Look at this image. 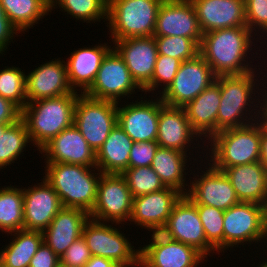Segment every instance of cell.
Masks as SVG:
<instances>
[{
    "label": "cell",
    "mask_w": 267,
    "mask_h": 267,
    "mask_svg": "<svg viewBox=\"0 0 267 267\" xmlns=\"http://www.w3.org/2000/svg\"><path fill=\"white\" fill-rule=\"evenodd\" d=\"M254 40L258 43V38L253 35L247 26L206 32L203 34L199 46V54L211 66L216 76L245 74L256 70L257 66H262L256 63L254 65L250 64L255 62L254 58L256 57L260 58L259 62L262 60V53L259 54L260 57H252L255 55L252 51L256 50L255 45H258L255 44Z\"/></svg>",
    "instance_id": "1"
},
{
    "label": "cell",
    "mask_w": 267,
    "mask_h": 267,
    "mask_svg": "<svg viewBox=\"0 0 267 267\" xmlns=\"http://www.w3.org/2000/svg\"><path fill=\"white\" fill-rule=\"evenodd\" d=\"M259 73L254 70L241 75H220L217 133L259 120Z\"/></svg>",
    "instance_id": "2"
},
{
    "label": "cell",
    "mask_w": 267,
    "mask_h": 267,
    "mask_svg": "<svg viewBox=\"0 0 267 267\" xmlns=\"http://www.w3.org/2000/svg\"><path fill=\"white\" fill-rule=\"evenodd\" d=\"M81 93L74 91L54 98L27 103L21 110L31 143L40 151L64 129L73 125L74 108Z\"/></svg>",
    "instance_id": "3"
},
{
    "label": "cell",
    "mask_w": 267,
    "mask_h": 267,
    "mask_svg": "<svg viewBox=\"0 0 267 267\" xmlns=\"http://www.w3.org/2000/svg\"><path fill=\"white\" fill-rule=\"evenodd\" d=\"M261 136V120L219 131L205 142L209 153L206 151L204 159L216 169L259 162Z\"/></svg>",
    "instance_id": "4"
},
{
    "label": "cell",
    "mask_w": 267,
    "mask_h": 267,
    "mask_svg": "<svg viewBox=\"0 0 267 267\" xmlns=\"http://www.w3.org/2000/svg\"><path fill=\"white\" fill-rule=\"evenodd\" d=\"M44 166L43 177L54 188L63 207L92 211L102 174L97 167L69 163H45Z\"/></svg>",
    "instance_id": "5"
},
{
    "label": "cell",
    "mask_w": 267,
    "mask_h": 267,
    "mask_svg": "<svg viewBox=\"0 0 267 267\" xmlns=\"http://www.w3.org/2000/svg\"><path fill=\"white\" fill-rule=\"evenodd\" d=\"M164 0H108L107 21L111 40L154 36L160 5Z\"/></svg>",
    "instance_id": "6"
},
{
    "label": "cell",
    "mask_w": 267,
    "mask_h": 267,
    "mask_svg": "<svg viewBox=\"0 0 267 267\" xmlns=\"http://www.w3.org/2000/svg\"><path fill=\"white\" fill-rule=\"evenodd\" d=\"M266 232L267 206L240 201L224 211L223 253L229 248L238 247V245L241 248V245L244 247V244L249 243L248 245L251 246L262 241L267 248V242L264 241Z\"/></svg>",
    "instance_id": "7"
},
{
    "label": "cell",
    "mask_w": 267,
    "mask_h": 267,
    "mask_svg": "<svg viewBox=\"0 0 267 267\" xmlns=\"http://www.w3.org/2000/svg\"><path fill=\"white\" fill-rule=\"evenodd\" d=\"M113 224L99 222L91 218L85 223L82 236L92 256L111 259L119 267L140 266L138 249H135L129 242L131 241L129 237H126L124 232L119 230L120 224L115 223L114 226Z\"/></svg>",
    "instance_id": "8"
},
{
    "label": "cell",
    "mask_w": 267,
    "mask_h": 267,
    "mask_svg": "<svg viewBox=\"0 0 267 267\" xmlns=\"http://www.w3.org/2000/svg\"><path fill=\"white\" fill-rule=\"evenodd\" d=\"M118 103L80 94L74 108L73 125L97 152L117 123Z\"/></svg>",
    "instance_id": "9"
},
{
    "label": "cell",
    "mask_w": 267,
    "mask_h": 267,
    "mask_svg": "<svg viewBox=\"0 0 267 267\" xmlns=\"http://www.w3.org/2000/svg\"><path fill=\"white\" fill-rule=\"evenodd\" d=\"M136 89L137 93L143 92L132 78L123 58L112 48L102 60L93 84L84 94L94 99L119 103L122 98H133L131 95L136 94Z\"/></svg>",
    "instance_id": "10"
},
{
    "label": "cell",
    "mask_w": 267,
    "mask_h": 267,
    "mask_svg": "<svg viewBox=\"0 0 267 267\" xmlns=\"http://www.w3.org/2000/svg\"><path fill=\"white\" fill-rule=\"evenodd\" d=\"M211 66L198 54L181 62L169 87L159 95L162 102L171 107H185L216 80Z\"/></svg>",
    "instance_id": "11"
},
{
    "label": "cell",
    "mask_w": 267,
    "mask_h": 267,
    "mask_svg": "<svg viewBox=\"0 0 267 267\" xmlns=\"http://www.w3.org/2000/svg\"><path fill=\"white\" fill-rule=\"evenodd\" d=\"M133 196L121 174L102 173L91 219L99 222L125 224L132 213ZM125 222V223H124Z\"/></svg>",
    "instance_id": "12"
},
{
    "label": "cell",
    "mask_w": 267,
    "mask_h": 267,
    "mask_svg": "<svg viewBox=\"0 0 267 267\" xmlns=\"http://www.w3.org/2000/svg\"><path fill=\"white\" fill-rule=\"evenodd\" d=\"M201 156L202 155L198 156L197 159L195 157L194 161L190 163L191 165L195 161L199 162L200 168L196 167V173H200V170L201 173L200 175L196 173L193 175V179L195 180L191 181L192 176L189 177L190 179L188 180H190V185L186 196H188L195 204L207 205L223 211H226L231 206L239 203L240 201L235 190L225 173L214 168L210 162H207V160L205 162ZM198 158H200V160H198ZM202 163L204 165L206 164L205 168Z\"/></svg>",
    "instance_id": "13"
},
{
    "label": "cell",
    "mask_w": 267,
    "mask_h": 267,
    "mask_svg": "<svg viewBox=\"0 0 267 267\" xmlns=\"http://www.w3.org/2000/svg\"><path fill=\"white\" fill-rule=\"evenodd\" d=\"M194 141L196 143L198 141V143L196 144ZM156 142L160 147L176 149L192 156L194 153L191 152L190 149L199 148L202 152L198 151L197 153L200 152L203 154L202 157H205L204 153H206V144L204 140L201 139L200 136L192 129L185 109L167 106L161 99ZM201 142H203V145ZM194 144L197 146L195 147Z\"/></svg>",
    "instance_id": "14"
},
{
    "label": "cell",
    "mask_w": 267,
    "mask_h": 267,
    "mask_svg": "<svg viewBox=\"0 0 267 267\" xmlns=\"http://www.w3.org/2000/svg\"><path fill=\"white\" fill-rule=\"evenodd\" d=\"M140 98V101H138L139 99H136L135 102L132 100L126 105L118 103L120 107L117 109V123L133 142L156 141L160 97H153L151 100L147 98L145 100L143 96Z\"/></svg>",
    "instance_id": "15"
},
{
    "label": "cell",
    "mask_w": 267,
    "mask_h": 267,
    "mask_svg": "<svg viewBox=\"0 0 267 267\" xmlns=\"http://www.w3.org/2000/svg\"><path fill=\"white\" fill-rule=\"evenodd\" d=\"M154 36L186 37L200 46L203 33L192 2L164 0L157 13Z\"/></svg>",
    "instance_id": "16"
},
{
    "label": "cell",
    "mask_w": 267,
    "mask_h": 267,
    "mask_svg": "<svg viewBox=\"0 0 267 267\" xmlns=\"http://www.w3.org/2000/svg\"><path fill=\"white\" fill-rule=\"evenodd\" d=\"M37 185L23 189V229L43 232L62 209L54 188L41 177Z\"/></svg>",
    "instance_id": "17"
},
{
    "label": "cell",
    "mask_w": 267,
    "mask_h": 267,
    "mask_svg": "<svg viewBox=\"0 0 267 267\" xmlns=\"http://www.w3.org/2000/svg\"><path fill=\"white\" fill-rule=\"evenodd\" d=\"M174 239L188 244L201 252L206 259L216 250L207 242L196 204L186 195H182L173 206L167 221Z\"/></svg>",
    "instance_id": "18"
},
{
    "label": "cell",
    "mask_w": 267,
    "mask_h": 267,
    "mask_svg": "<svg viewBox=\"0 0 267 267\" xmlns=\"http://www.w3.org/2000/svg\"><path fill=\"white\" fill-rule=\"evenodd\" d=\"M132 78L143 89L151 80L158 56L154 36L111 40Z\"/></svg>",
    "instance_id": "19"
},
{
    "label": "cell",
    "mask_w": 267,
    "mask_h": 267,
    "mask_svg": "<svg viewBox=\"0 0 267 267\" xmlns=\"http://www.w3.org/2000/svg\"><path fill=\"white\" fill-rule=\"evenodd\" d=\"M38 153L42 154V159L45 158V163H69L96 167V152L74 125L64 129Z\"/></svg>",
    "instance_id": "20"
},
{
    "label": "cell",
    "mask_w": 267,
    "mask_h": 267,
    "mask_svg": "<svg viewBox=\"0 0 267 267\" xmlns=\"http://www.w3.org/2000/svg\"><path fill=\"white\" fill-rule=\"evenodd\" d=\"M26 73L27 103L73 93L67 77L65 60H49Z\"/></svg>",
    "instance_id": "21"
},
{
    "label": "cell",
    "mask_w": 267,
    "mask_h": 267,
    "mask_svg": "<svg viewBox=\"0 0 267 267\" xmlns=\"http://www.w3.org/2000/svg\"><path fill=\"white\" fill-rule=\"evenodd\" d=\"M194 5L202 33L246 26L242 0H190Z\"/></svg>",
    "instance_id": "22"
},
{
    "label": "cell",
    "mask_w": 267,
    "mask_h": 267,
    "mask_svg": "<svg viewBox=\"0 0 267 267\" xmlns=\"http://www.w3.org/2000/svg\"><path fill=\"white\" fill-rule=\"evenodd\" d=\"M89 213L83 209L62 207L49 226L42 232L43 242L60 258L79 237Z\"/></svg>",
    "instance_id": "23"
},
{
    "label": "cell",
    "mask_w": 267,
    "mask_h": 267,
    "mask_svg": "<svg viewBox=\"0 0 267 267\" xmlns=\"http://www.w3.org/2000/svg\"><path fill=\"white\" fill-rule=\"evenodd\" d=\"M107 44L108 42L73 50L70 57L66 58L68 82L73 91L84 94L91 87L102 60L113 48V44Z\"/></svg>",
    "instance_id": "24"
},
{
    "label": "cell",
    "mask_w": 267,
    "mask_h": 267,
    "mask_svg": "<svg viewBox=\"0 0 267 267\" xmlns=\"http://www.w3.org/2000/svg\"><path fill=\"white\" fill-rule=\"evenodd\" d=\"M182 195L178 190L166 187L160 191L133 198L130 224L143 229L148 225L167 223L173 206Z\"/></svg>",
    "instance_id": "25"
},
{
    "label": "cell",
    "mask_w": 267,
    "mask_h": 267,
    "mask_svg": "<svg viewBox=\"0 0 267 267\" xmlns=\"http://www.w3.org/2000/svg\"><path fill=\"white\" fill-rule=\"evenodd\" d=\"M220 101V76H217L214 83L183 107L192 129L204 142L217 133Z\"/></svg>",
    "instance_id": "26"
},
{
    "label": "cell",
    "mask_w": 267,
    "mask_h": 267,
    "mask_svg": "<svg viewBox=\"0 0 267 267\" xmlns=\"http://www.w3.org/2000/svg\"><path fill=\"white\" fill-rule=\"evenodd\" d=\"M218 170L225 173L239 201L267 206V169L260 161Z\"/></svg>",
    "instance_id": "27"
},
{
    "label": "cell",
    "mask_w": 267,
    "mask_h": 267,
    "mask_svg": "<svg viewBox=\"0 0 267 267\" xmlns=\"http://www.w3.org/2000/svg\"><path fill=\"white\" fill-rule=\"evenodd\" d=\"M133 140L117 124L96 152V167L105 174H122L129 163Z\"/></svg>",
    "instance_id": "28"
},
{
    "label": "cell",
    "mask_w": 267,
    "mask_h": 267,
    "mask_svg": "<svg viewBox=\"0 0 267 267\" xmlns=\"http://www.w3.org/2000/svg\"><path fill=\"white\" fill-rule=\"evenodd\" d=\"M188 157L187 154L179 150L159 146L153 158L151 168L157 173L166 187L174 188L183 195H186L189 189L188 184H190L186 180L189 172L187 171L189 165L186 163L192 161Z\"/></svg>",
    "instance_id": "29"
},
{
    "label": "cell",
    "mask_w": 267,
    "mask_h": 267,
    "mask_svg": "<svg viewBox=\"0 0 267 267\" xmlns=\"http://www.w3.org/2000/svg\"><path fill=\"white\" fill-rule=\"evenodd\" d=\"M205 256L193 246L174 240L165 247L151 249L139 267H200Z\"/></svg>",
    "instance_id": "30"
},
{
    "label": "cell",
    "mask_w": 267,
    "mask_h": 267,
    "mask_svg": "<svg viewBox=\"0 0 267 267\" xmlns=\"http://www.w3.org/2000/svg\"><path fill=\"white\" fill-rule=\"evenodd\" d=\"M9 235L11 242L0 250V267H29L32 257L43 243L42 232L20 229Z\"/></svg>",
    "instance_id": "31"
},
{
    "label": "cell",
    "mask_w": 267,
    "mask_h": 267,
    "mask_svg": "<svg viewBox=\"0 0 267 267\" xmlns=\"http://www.w3.org/2000/svg\"><path fill=\"white\" fill-rule=\"evenodd\" d=\"M9 20L21 34L34 28L50 12V3L46 0H0Z\"/></svg>",
    "instance_id": "32"
},
{
    "label": "cell",
    "mask_w": 267,
    "mask_h": 267,
    "mask_svg": "<svg viewBox=\"0 0 267 267\" xmlns=\"http://www.w3.org/2000/svg\"><path fill=\"white\" fill-rule=\"evenodd\" d=\"M23 223L22 187L3 186L0 188V231L8 235L23 229Z\"/></svg>",
    "instance_id": "33"
},
{
    "label": "cell",
    "mask_w": 267,
    "mask_h": 267,
    "mask_svg": "<svg viewBox=\"0 0 267 267\" xmlns=\"http://www.w3.org/2000/svg\"><path fill=\"white\" fill-rule=\"evenodd\" d=\"M27 127L22 119L9 125L0 137V170L20 160L30 143ZM29 143V144H28Z\"/></svg>",
    "instance_id": "34"
},
{
    "label": "cell",
    "mask_w": 267,
    "mask_h": 267,
    "mask_svg": "<svg viewBox=\"0 0 267 267\" xmlns=\"http://www.w3.org/2000/svg\"><path fill=\"white\" fill-rule=\"evenodd\" d=\"M58 5V6H57ZM80 20L83 23H95L105 19L107 22L108 0H53L50 4V14L56 8Z\"/></svg>",
    "instance_id": "35"
},
{
    "label": "cell",
    "mask_w": 267,
    "mask_h": 267,
    "mask_svg": "<svg viewBox=\"0 0 267 267\" xmlns=\"http://www.w3.org/2000/svg\"><path fill=\"white\" fill-rule=\"evenodd\" d=\"M21 70L14 65L0 69V96L14 103L20 110L27 104L26 72Z\"/></svg>",
    "instance_id": "36"
},
{
    "label": "cell",
    "mask_w": 267,
    "mask_h": 267,
    "mask_svg": "<svg viewBox=\"0 0 267 267\" xmlns=\"http://www.w3.org/2000/svg\"><path fill=\"white\" fill-rule=\"evenodd\" d=\"M121 175L125 178L133 198L166 188L151 166L127 168Z\"/></svg>",
    "instance_id": "37"
},
{
    "label": "cell",
    "mask_w": 267,
    "mask_h": 267,
    "mask_svg": "<svg viewBox=\"0 0 267 267\" xmlns=\"http://www.w3.org/2000/svg\"><path fill=\"white\" fill-rule=\"evenodd\" d=\"M207 242L218 254L223 252L224 211L215 207L196 204Z\"/></svg>",
    "instance_id": "38"
},
{
    "label": "cell",
    "mask_w": 267,
    "mask_h": 267,
    "mask_svg": "<svg viewBox=\"0 0 267 267\" xmlns=\"http://www.w3.org/2000/svg\"><path fill=\"white\" fill-rule=\"evenodd\" d=\"M158 55L177 58L181 62L195 58L199 45L190 38L181 36H154Z\"/></svg>",
    "instance_id": "39"
},
{
    "label": "cell",
    "mask_w": 267,
    "mask_h": 267,
    "mask_svg": "<svg viewBox=\"0 0 267 267\" xmlns=\"http://www.w3.org/2000/svg\"><path fill=\"white\" fill-rule=\"evenodd\" d=\"M180 64L181 61L177 58H172L166 55H158L152 80L143 88L144 94H147V92L149 94L152 91V94H156L154 91H158V89L159 91L155 97H157L158 94L160 95L163 93L172 83L178 72ZM160 89H162V91Z\"/></svg>",
    "instance_id": "40"
},
{
    "label": "cell",
    "mask_w": 267,
    "mask_h": 267,
    "mask_svg": "<svg viewBox=\"0 0 267 267\" xmlns=\"http://www.w3.org/2000/svg\"><path fill=\"white\" fill-rule=\"evenodd\" d=\"M245 14L246 26L251 32L257 35V38L264 35L267 31V0H247Z\"/></svg>",
    "instance_id": "41"
},
{
    "label": "cell",
    "mask_w": 267,
    "mask_h": 267,
    "mask_svg": "<svg viewBox=\"0 0 267 267\" xmlns=\"http://www.w3.org/2000/svg\"><path fill=\"white\" fill-rule=\"evenodd\" d=\"M144 229L150 231L152 239H150L149 244L147 242V245H143L144 247H142V245L138 247V257L140 260L151 249L165 247L175 240L173 233L167 223L148 225L145 226Z\"/></svg>",
    "instance_id": "42"
},
{
    "label": "cell",
    "mask_w": 267,
    "mask_h": 267,
    "mask_svg": "<svg viewBox=\"0 0 267 267\" xmlns=\"http://www.w3.org/2000/svg\"><path fill=\"white\" fill-rule=\"evenodd\" d=\"M92 254L83 236L75 240L60 257V263L69 267H84Z\"/></svg>",
    "instance_id": "43"
},
{
    "label": "cell",
    "mask_w": 267,
    "mask_h": 267,
    "mask_svg": "<svg viewBox=\"0 0 267 267\" xmlns=\"http://www.w3.org/2000/svg\"><path fill=\"white\" fill-rule=\"evenodd\" d=\"M158 148L156 141L134 142L130 150L128 168L151 166Z\"/></svg>",
    "instance_id": "44"
},
{
    "label": "cell",
    "mask_w": 267,
    "mask_h": 267,
    "mask_svg": "<svg viewBox=\"0 0 267 267\" xmlns=\"http://www.w3.org/2000/svg\"><path fill=\"white\" fill-rule=\"evenodd\" d=\"M21 33L18 28L9 20L3 6L0 3V54L3 56L6 55L5 51H7L11 42L15 37L19 36ZM10 43V44H9ZM0 55V56H1Z\"/></svg>",
    "instance_id": "45"
},
{
    "label": "cell",
    "mask_w": 267,
    "mask_h": 267,
    "mask_svg": "<svg viewBox=\"0 0 267 267\" xmlns=\"http://www.w3.org/2000/svg\"><path fill=\"white\" fill-rule=\"evenodd\" d=\"M60 264V258L44 242L32 257L29 267H57Z\"/></svg>",
    "instance_id": "46"
},
{
    "label": "cell",
    "mask_w": 267,
    "mask_h": 267,
    "mask_svg": "<svg viewBox=\"0 0 267 267\" xmlns=\"http://www.w3.org/2000/svg\"><path fill=\"white\" fill-rule=\"evenodd\" d=\"M21 119V110L11 101L0 96V123L14 124Z\"/></svg>",
    "instance_id": "47"
},
{
    "label": "cell",
    "mask_w": 267,
    "mask_h": 267,
    "mask_svg": "<svg viewBox=\"0 0 267 267\" xmlns=\"http://www.w3.org/2000/svg\"><path fill=\"white\" fill-rule=\"evenodd\" d=\"M267 59H264L263 61H264V63H265V61H266ZM267 67V66H266ZM262 67H261V69L258 67V70L260 71V83L259 84H261V85H259L261 88H259V93H261V94H259L260 96H259V112H267V89H265V88H267L266 86H267V72H266V74H265V72L263 71L262 72ZM262 74H264V76L263 77H261V75ZM264 78H265V80H264ZM262 80V81H261ZM264 81V82H263ZM263 82V83H262ZM265 84V85H264ZM262 87H264V88H262ZM264 93V94H263ZM261 98V99H260ZM261 101V102H260ZM263 101V102H262Z\"/></svg>",
    "instance_id": "48"
},
{
    "label": "cell",
    "mask_w": 267,
    "mask_h": 267,
    "mask_svg": "<svg viewBox=\"0 0 267 267\" xmlns=\"http://www.w3.org/2000/svg\"><path fill=\"white\" fill-rule=\"evenodd\" d=\"M84 267H119L111 259L100 256H92Z\"/></svg>",
    "instance_id": "49"
},
{
    "label": "cell",
    "mask_w": 267,
    "mask_h": 267,
    "mask_svg": "<svg viewBox=\"0 0 267 267\" xmlns=\"http://www.w3.org/2000/svg\"><path fill=\"white\" fill-rule=\"evenodd\" d=\"M260 162L267 169V127L262 122V136H261V148H260Z\"/></svg>",
    "instance_id": "50"
},
{
    "label": "cell",
    "mask_w": 267,
    "mask_h": 267,
    "mask_svg": "<svg viewBox=\"0 0 267 267\" xmlns=\"http://www.w3.org/2000/svg\"><path fill=\"white\" fill-rule=\"evenodd\" d=\"M259 120L267 127V112H259Z\"/></svg>",
    "instance_id": "51"
},
{
    "label": "cell",
    "mask_w": 267,
    "mask_h": 267,
    "mask_svg": "<svg viewBox=\"0 0 267 267\" xmlns=\"http://www.w3.org/2000/svg\"><path fill=\"white\" fill-rule=\"evenodd\" d=\"M266 34V35H265ZM266 36V40H264L263 41V39L262 38H264ZM259 39L262 41V42H260V47L259 48H257V49H259V50H256V51H259L260 53H261V46H263V44L265 45L266 44V42H267V31L264 33V35H262V36H260V38H258V41H259ZM265 42V43H264Z\"/></svg>",
    "instance_id": "52"
},
{
    "label": "cell",
    "mask_w": 267,
    "mask_h": 267,
    "mask_svg": "<svg viewBox=\"0 0 267 267\" xmlns=\"http://www.w3.org/2000/svg\"><path fill=\"white\" fill-rule=\"evenodd\" d=\"M11 124H2L0 123V137L2 136L3 132L5 131V129Z\"/></svg>",
    "instance_id": "53"
},
{
    "label": "cell",
    "mask_w": 267,
    "mask_h": 267,
    "mask_svg": "<svg viewBox=\"0 0 267 267\" xmlns=\"http://www.w3.org/2000/svg\"><path fill=\"white\" fill-rule=\"evenodd\" d=\"M262 261L263 262L262 263L260 262L259 265L256 267H267V259L265 258V260L263 259Z\"/></svg>",
    "instance_id": "54"
},
{
    "label": "cell",
    "mask_w": 267,
    "mask_h": 267,
    "mask_svg": "<svg viewBox=\"0 0 267 267\" xmlns=\"http://www.w3.org/2000/svg\"><path fill=\"white\" fill-rule=\"evenodd\" d=\"M57 267H69V266H65V265H62V264L60 263Z\"/></svg>",
    "instance_id": "55"
}]
</instances>
